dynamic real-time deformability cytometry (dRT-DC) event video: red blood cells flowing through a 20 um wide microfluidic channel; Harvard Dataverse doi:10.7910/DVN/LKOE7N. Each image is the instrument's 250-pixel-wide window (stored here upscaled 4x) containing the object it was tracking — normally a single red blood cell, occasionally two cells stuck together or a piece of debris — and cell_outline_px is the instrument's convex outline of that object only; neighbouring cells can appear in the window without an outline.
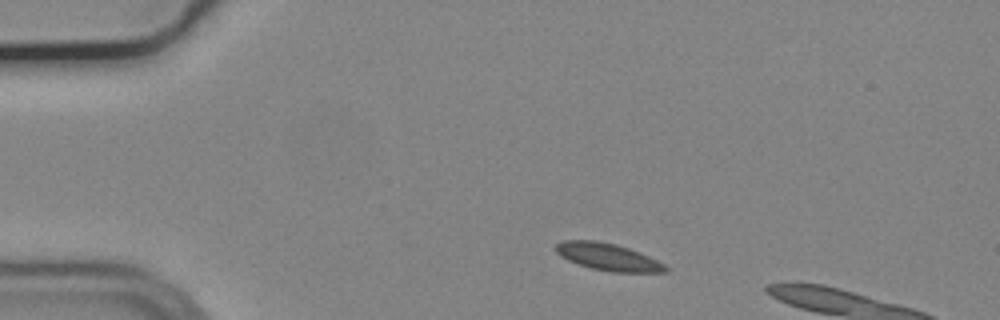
{"species": "common noctule bat (a hibernating species)", "species_latin": "Nyctalus noctula", "temperature_condition": "cold", "stored_images_in_passage": 7, "camera_frame_rate_fps": 3000, "um_per_image_px": 0.085, "animal": {"sex": "male", "body_mass_g": 19.2, "forearm_length_mm": 51.8}, "frame": {"image": 1, "passage_image": 1, "time_ms": 0.0, "image_size_px": [1000, 320], "cell_outline_px": [[668, 272], [612, 272], [592, 268], [568, 260], [560, 256], [556, 252], [556, 244], [564, 240], [596, 240], [616, 244], [628, 248], [648, 256], [664, 264], [668, 268]], "centroid_in_image_um": [51.67, 21.83], "position_along_channel_um": 33.3, "area_um2": 17.17}}